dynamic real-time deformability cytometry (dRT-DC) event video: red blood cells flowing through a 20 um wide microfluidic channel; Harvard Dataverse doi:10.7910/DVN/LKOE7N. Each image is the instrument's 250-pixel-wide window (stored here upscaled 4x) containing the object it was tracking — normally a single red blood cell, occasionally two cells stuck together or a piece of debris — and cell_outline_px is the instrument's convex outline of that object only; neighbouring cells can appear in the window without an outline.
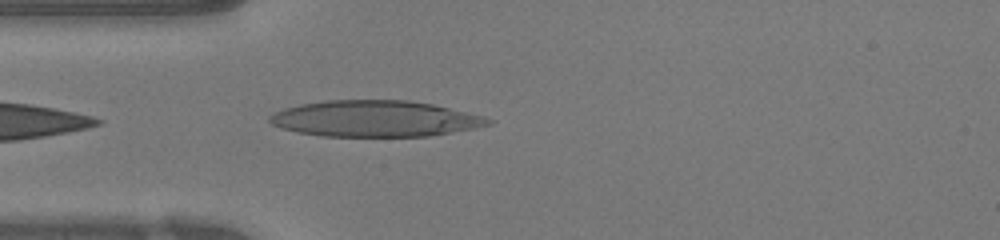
{"species": "human", "species_latin": "Homo sapiens", "temperature_condition": "warm", "stored_images_in_passage": 20, "camera_frame_rate_fps": 3000, "um_per_image_px": 0.085, "donor": {"sex": "female"}, "frame": {"image": 1, "passage_image": 1, "time_ms": 0.0, "image_size_px": [1000, 240], "cell_outline_px": [[492, 124], [472, 128], [428, 136], [324, 136], [300, 132], [280, 128], [272, 124], [268, 120], [268, 116], [284, 108], [300, 104], [324, 100], [408, 100], [432, 104], [484, 116], [492, 120]], "centroid_in_image_um": [31.84, 10.08], "position_along_channel_um": 53.2, "area_um2": 45.78}}
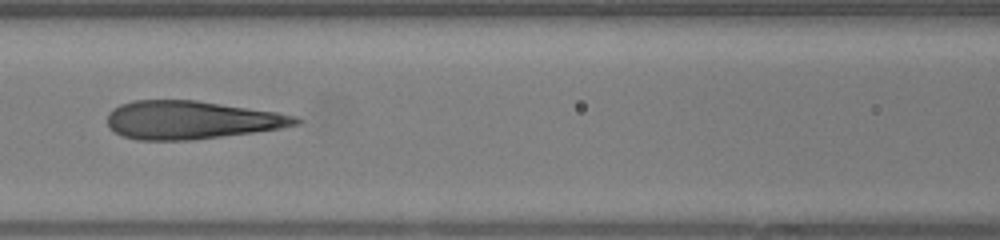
{"frame": {"image": 2, "passage_image": 8, "time_ms": 2.333, "image_size_px": [1000, 240], "cell_outline_px": [[300, 124], [280, 128], [252, 132], [188, 140], [136, 140], [124, 136], [116, 132], [108, 124], [108, 112], [112, 108], [120, 104], [132, 100], [196, 100], [276, 112], [296, 116], [300, 120]], "centroid_in_image_um": [16.22, 10.19], "position_along_channel_um": 150.4, "area_um2": 41.56}}
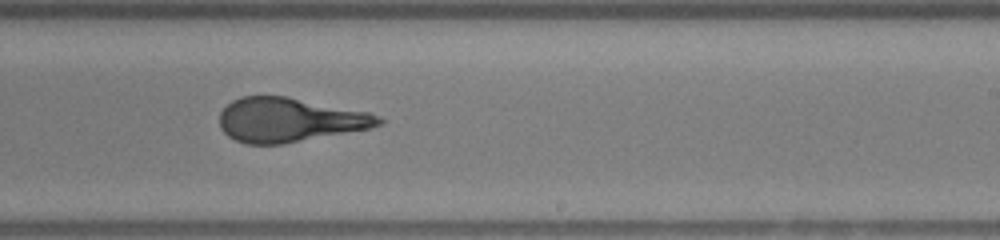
{"frame": {"image": 3, "passage_image": 16, "time_ms": 5.0, "image_size_px": [1000, 240], "cell_outline_px": [[384, 124], [368, 128], [284, 144], [244, 144], [228, 136], [220, 128], [220, 112], [232, 100], [240, 96], [284, 96], [368, 112], [380, 116], [384, 120]], "centroid_in_image_um": [24.57, 10.19], "position_along_channel_um": 264.4, "area_um2": 40.75}}